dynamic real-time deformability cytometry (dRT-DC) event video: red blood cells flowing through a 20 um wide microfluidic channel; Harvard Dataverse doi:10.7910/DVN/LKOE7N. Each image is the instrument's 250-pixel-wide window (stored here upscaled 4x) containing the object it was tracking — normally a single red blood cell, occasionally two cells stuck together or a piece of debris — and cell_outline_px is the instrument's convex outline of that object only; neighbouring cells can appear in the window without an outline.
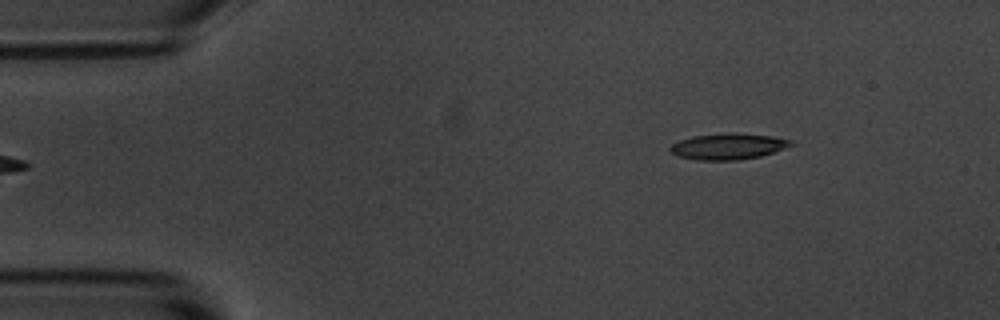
{"species": "common noctule bat (a hibernating species)", "species_latin": "Nyctalus noctula", "temperature_condition": "room temperature", "stored_images_in_passage": 4, "camera_frame_rate_fps": 3000, "um_per_image_px": 0.085, "animal": {"sex": "male", "body_mass_g": 20.1, "forearm_length_mm": 53.5}, "frame": {"image": 1, "passage_image": 4, "time_ms": 4.333, "image_size_px": [1000, 320], "cell_outline_px": [[796, 144], [760, 156], [736, 160], [696, 160], [676, 156], [668, 148], [672, 144], [680, 140], [692, 136], [732, 132], [772, 136], [792, 140]], "centroid_in_image_um": [61.88, 12.44], "position_along_channel_um": 23.1, "area_um2": 18.38}}